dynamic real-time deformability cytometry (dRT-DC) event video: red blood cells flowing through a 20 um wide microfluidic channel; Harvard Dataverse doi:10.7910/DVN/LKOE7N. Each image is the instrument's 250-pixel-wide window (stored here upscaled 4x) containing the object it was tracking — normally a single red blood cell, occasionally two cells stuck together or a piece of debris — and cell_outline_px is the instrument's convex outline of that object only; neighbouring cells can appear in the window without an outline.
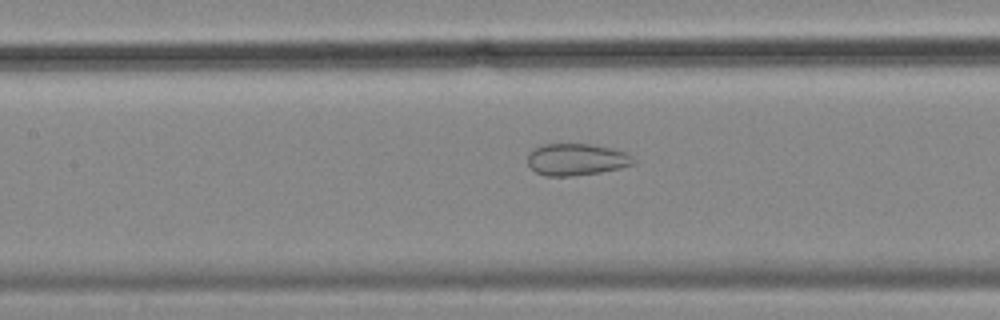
{"species": "common noctule bat (a hibernating species)", "species_latin": "Nyctalus noctula", "temperature_condition": "cold", "stored_images_in_passage": 46, "camera_frame_rate_fps": 3000, "um_per_image_px": 0.085, "animal": {"sex": "female", "body_mass_g": 18.4}, "frame": {"image": 1, "passage_image": 15, "time_ms": 4.667, "image_size_px": [1000, 320], "cell_outline_px": [[636, 164], [620, 168], [600, 172], [568, 176], [544, 176], [536, 172], [528, 164], [528, 152], [544, 144], [592, 144], [612, 148], [624, 152], [632, 156], [636, 160]], "centroid_in_image_um": [49.02, 13.55], "position_along_channel_um": 158.4, "area_um2": 19.65}}
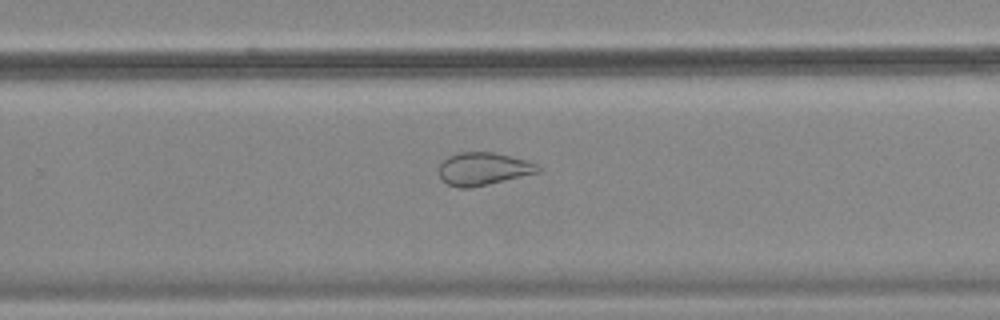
{"frame": {"image": 2, "passage_image": 26, "time_ms": 8.333, "image_size_px": [1000, 320], "cell_outline_px": [[540, 172], [472, 188], [456, 188], [448, 184], [440, 176], [440, 164], [448, 156], [460, 152], [496, 152], [512, 156], [536, 164], [540, 168]], "centroid_in_image_um": [41.08, 14.35], "position_along_channel_um": 288.7, "area_um2": 18.84}}
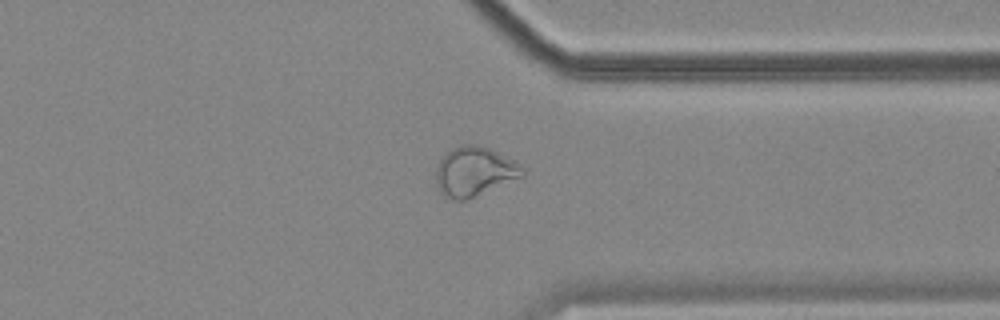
{"frame": {"image": 3, "passage_image": 33, "time_ms": 10.667, "image_size_px": [1000, 320], "cell_outline_px": [[524, 176], [468, 200], [452, 200], [444, 196], [440, 192], [436, 184], [436, 168], [440, 160], [452, 148], [460, 144], [480, 144], [516, 160], [524, 168]], "centroid_in_image_um": [40.34, 14.58], "position_along_channel_um": 371.1, "area_um2": 25.32}}